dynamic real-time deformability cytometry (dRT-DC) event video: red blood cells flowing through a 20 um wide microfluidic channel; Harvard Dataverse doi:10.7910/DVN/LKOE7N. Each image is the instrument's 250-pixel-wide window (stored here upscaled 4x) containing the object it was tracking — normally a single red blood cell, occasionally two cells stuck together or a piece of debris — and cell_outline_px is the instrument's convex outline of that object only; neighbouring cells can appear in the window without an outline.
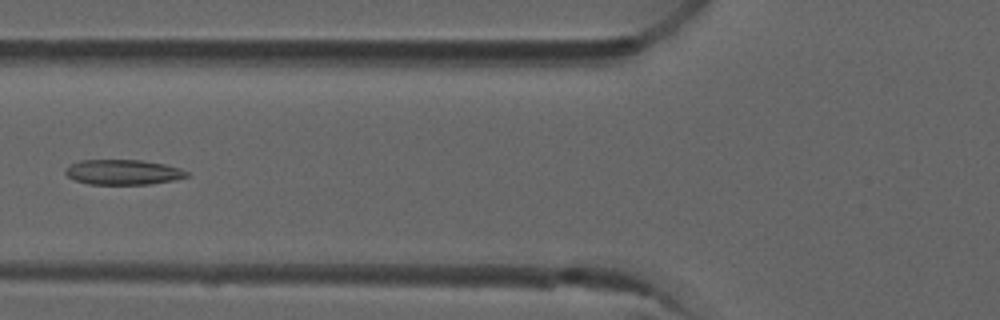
{"species": "common noctule bat (a hibernating species)", "species_latin": "Nyctalus noctula", "temperature_condition": "room temperature", "stored_images_in_passage": 6, "camera_frame_rate_fps": 3000, "um_per_image_px": 0.085, "animal": {"sex": "male", "forearm_length_mm": 52.5}, "frame": {"image": 1, "passage_image": 5, "time_ms": 1.333, "image_size_px": [1000, 320], "cell_outline_px": [[188, 176], [176, 180], [148, 184], [88, 184], [76, 180], [68, 176], [64, 172], [72, 164], [80, 160], [140, 160], [164, 164], [180, 168], [188, 172]], "centroid_in_image_um": [10.49, 14.63], "position_along_channel_um": 115.3, "area_um2": 17.57}}
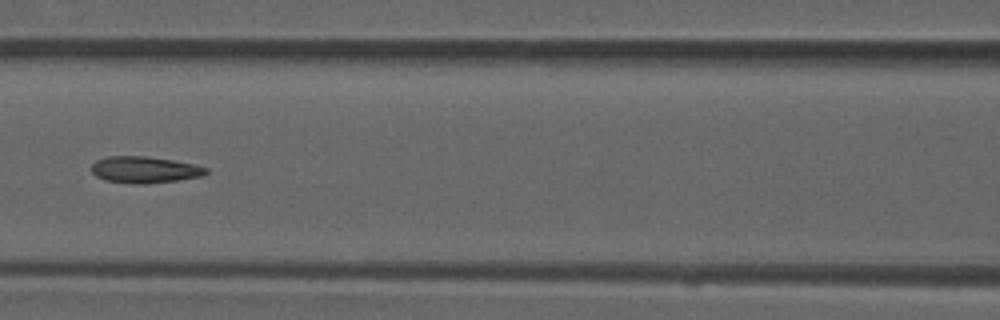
{"frame": {"image": 2, "passage_image": 6, "time_ms": 1.667, "image_size_px": [1000, 320], "cell_outline_px": [[208, 172], [204, 176], [176, 180], [144, 184], [128, 184], [104, 180], [96, 176], [92, 172], [92, 164], [96, 160], [108, 156], [144, 156], [172, 160], [192, 164], [208, 168]], "centroid_in_image_um": [12.27, 14.43], "position_along_channel_um": 154.3, "area_um2": 17.74}}